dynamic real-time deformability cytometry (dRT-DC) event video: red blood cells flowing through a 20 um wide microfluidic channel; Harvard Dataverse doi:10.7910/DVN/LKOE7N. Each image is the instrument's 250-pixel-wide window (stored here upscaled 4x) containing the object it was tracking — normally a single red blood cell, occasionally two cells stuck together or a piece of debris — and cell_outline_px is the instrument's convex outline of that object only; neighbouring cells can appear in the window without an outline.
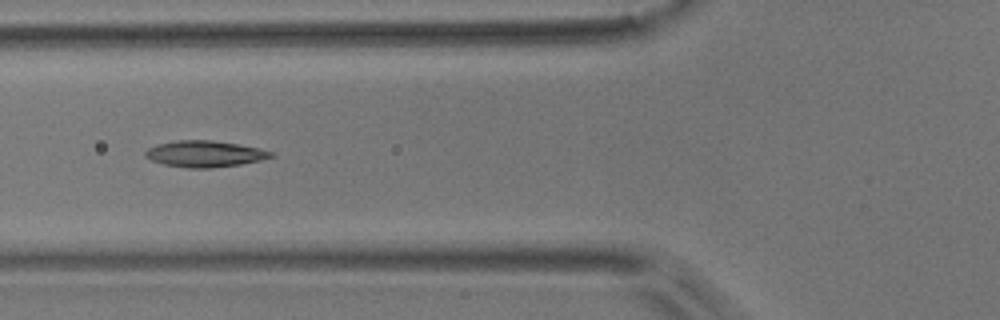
{"species": "common noctule bat (a hibernating species)", "species_latin": "Nyctalus noctula", "temperature_condition": "room temperature", "stored_images_in_passage": 8, "camera_frame_rate_fps": 3000, "um_per_image_px": 0.085, "animal": {"sex": "male", "body_mass_g": 17.9}, "frame": {"image": 1, "passage_image": 6, "time_ms": 1.667, "image_size_px": [1000, 320], "cell_outline_px": [[276, 156], [260, 160], [240, 164], [212, 168], [188, 168], [164, 164], [152, 160], [144, 156], [144, 152], [148, 148], [156, 144], [176, 140], [212, 140], [240, 144], [272, 152]], "centroid_in_image_um": [17.38, 13.07], "position_along_channel_um": 108.4, "area_um2": 19.25}}
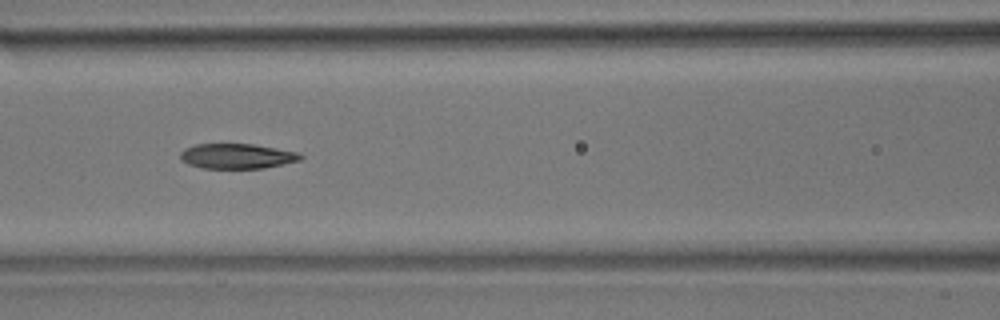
{"frame": {"image": 2, "passage_image": 7, "time_ms": 2.0, "image_size_px": [1000, 320], "cell_outline_px": [[304, 156], [300, 160], [264, 168], [200, 168], [188, 164], [180, 160], [180, 152], [184, 148], [196, 144], [252, 144], [300, 152]], "centroid_in_image_um": [20.13, 13.27], "position_along_channel_um": 146.5, "area_um2": 17.63}}
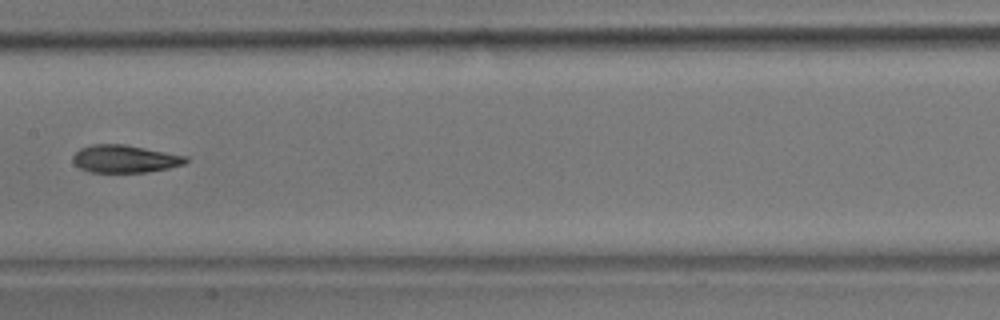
{"frame": {"image": 3, "passage_image": 8, "time_ms": 2.333, "image_size_px": [1000, 320], "cell_outline_px": [[188, 160], [184, 164], [168, 168], [148, 172], [88, 172], [80, 168], [72, 160], [72, 156], [80, 148], [92, 144], [124, 144], [188, 156]], "centroid_in_image_um": [10.6, 13.5], "position_along_channel_um": 196.8, "area_um2": 18.21}}